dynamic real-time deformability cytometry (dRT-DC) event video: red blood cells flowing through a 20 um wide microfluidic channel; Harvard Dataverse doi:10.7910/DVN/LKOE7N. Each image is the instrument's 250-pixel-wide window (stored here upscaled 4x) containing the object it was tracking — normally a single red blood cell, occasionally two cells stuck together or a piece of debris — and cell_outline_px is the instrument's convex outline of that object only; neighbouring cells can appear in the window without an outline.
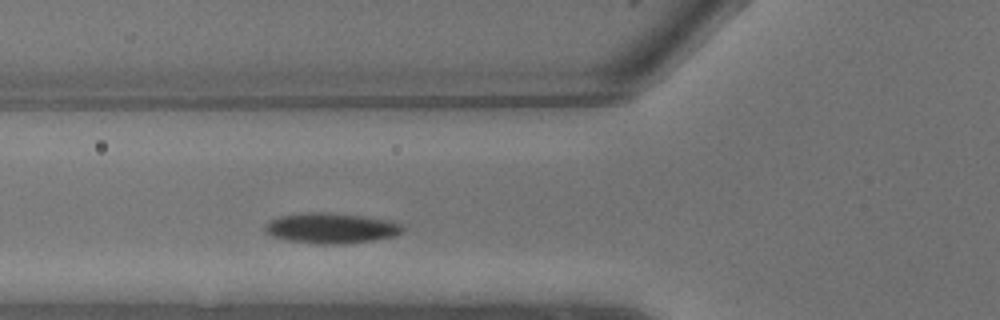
{"species": "common noctule bat (a hibernating species)", "species_latin": "Nyctalus noctula", "temperature_condition": "warm", "stored_images_in_passage": 5, "camera_frame_rate_fps": 3000, "um_per_image_px": 0.085, "animal": {"sex": "male", "body_mass_g": 13.3}, "frame": {"image": 1, "passage_image": 5, "time_ms": 1.333, "image_size_px": [1000, 320], "cell_outline_px": [[404, 228], [400, 232], [392, 236], [372, 240], [344, 244], [320, 244], [288, 240], [272, 236], [264, 232], [264, 228], [268, 220], [280, 216], [308, 212], [336, 212], [364, 216], [388, 220], [400, 224]], "centroid_in_image_um": [28.09, 19.38], "position_along_channel_um": 97.7, "area_um2": 24.39}}